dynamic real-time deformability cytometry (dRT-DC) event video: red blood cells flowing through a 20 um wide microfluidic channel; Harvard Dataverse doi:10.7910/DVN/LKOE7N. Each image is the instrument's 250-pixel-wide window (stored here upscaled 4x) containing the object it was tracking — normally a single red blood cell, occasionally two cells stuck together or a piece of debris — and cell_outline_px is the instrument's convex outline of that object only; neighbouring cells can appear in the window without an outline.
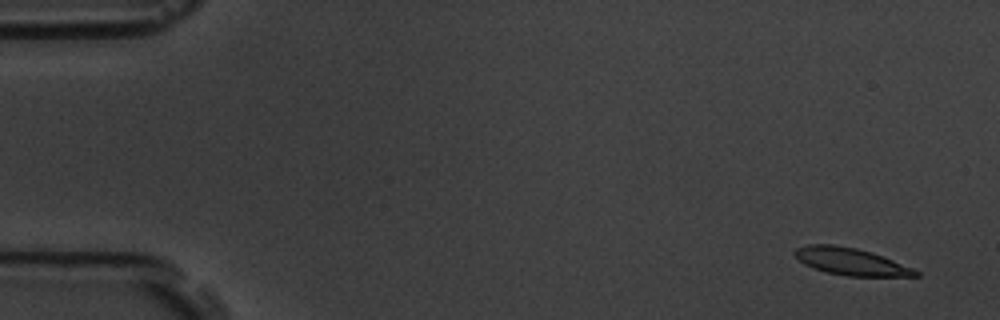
{"species": "common noctule bat (a hibernating species)", "species_latin": "Nyctalus noctula", "temperature_condition": "room temperature", "stored_images_in_passage": 5, "camera_frame_rate_fps": 3000, "um_per_image_px": 0.085, "animal": {"sex": "male", "body_mass_g": 19.5, "forearm_length_mm": 54.6}, "frame": {"image": 1, "passage_image": 1, "time_ms": 0.0, "image_size_px": [1000, 320], "cell_outline_px": [[920, 276], [848, 276], [824, 272], [812, 268], [804, 264], [792, 252], [796, 248], [808, 244], [832, 244], [856, 248], [872, 252], [884, 256], [912, 268], [920, 272]], "centroid_in_image_um": [72.3, 22.23], "position_along_channel_um": 12.7, "area_um2": 19.19}}
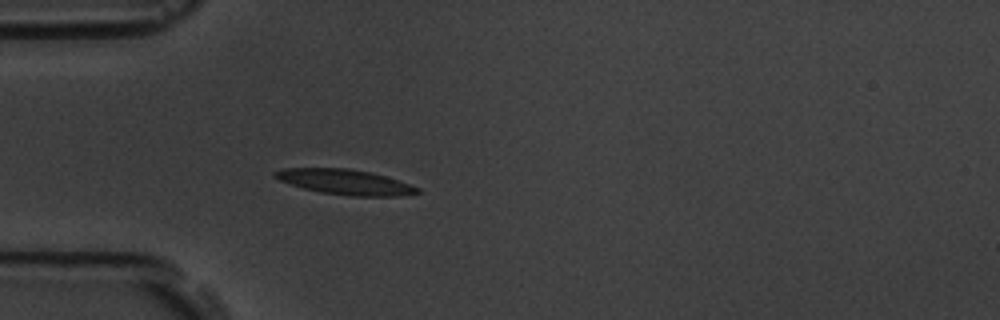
{"frame": {"image": 2, "passage_image": 5, "time_ms": 4.667, "image_size_px": [1000, 320], "cell_outline_px": [[420, 192], [400, 196], [352, 196], [320, 192], [304, 188], [280, 180], [272, 176], [272, 172], [284, 168], [348, 168], [372, 172], [420, 188]], "centroid_in_image_um": [29.31, 15.46], "position_along_channel_um": 55.7, "area_um2": 20.69}}